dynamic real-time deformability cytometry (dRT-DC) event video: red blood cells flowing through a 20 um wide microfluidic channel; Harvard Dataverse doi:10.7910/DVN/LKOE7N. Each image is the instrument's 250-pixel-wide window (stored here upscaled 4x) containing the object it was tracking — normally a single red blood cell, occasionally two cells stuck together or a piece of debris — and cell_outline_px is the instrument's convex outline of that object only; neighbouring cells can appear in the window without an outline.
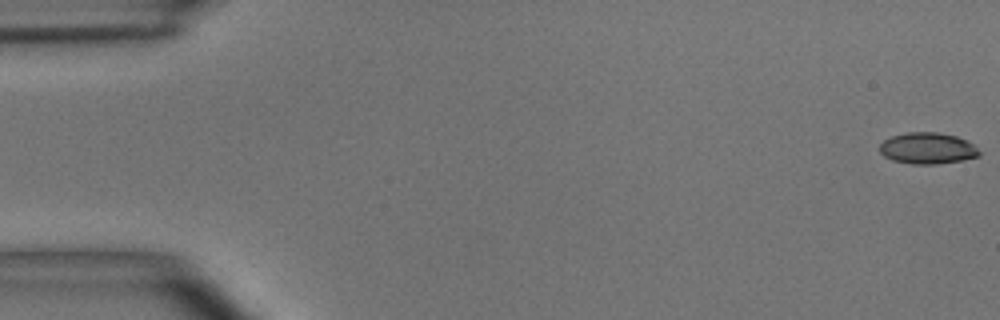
{"species": "common noctule bat (a hibernating species)", "species_latin": "Nyctalus noctula", "temperature_condition": "room temperature", "stored_images_in_passage": 15, "camera_frame_rate_fps": 3000, "um_per_image_px": 0.085, "animal": {"sex": "male", "body_mass_g": 15.6}, "frame": {"image": 1, "passage_image": 1, "time_ms": 0.0, "image_size_px": [1000, 320], "cell_outline_px": [[980, 156], [960, 160], [936, 164], [912, 164], [892, 160], [884, 156], [880, 152], [880, 144], [884, 140], [892, 136], [908, 132], [936, 132], [956, 136], [972, 144], [980, 152]], "centroid_in_image_um": [78.81, 12.6], "position_along_channel_um": 6.2, "area_um2": 17.98}}
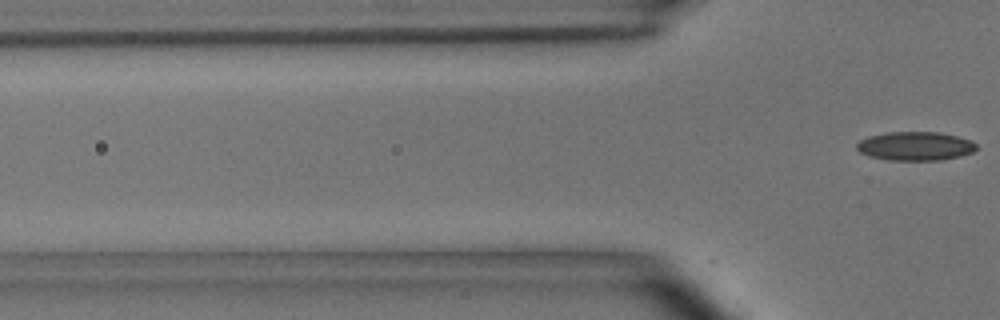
{"frame": {"image": 2, "passage_image": 15, "time_ms": 4.667, "image_size_px": [1000, 320], "cell_outline_px": [[976, 148], [972, 152], [960, 156], [940, 160], [888, 160], [868, 156], [860, 152], [856, 148], [856, 144], [860, 140], [868, 136], [888, 132], [940, 132], [956, 136], [968, 140], [976, 144]], "centroid_in_image_um": [77.75, 12.42], "position_along_channel_um": 48.0, "area_um2": 20.0}}